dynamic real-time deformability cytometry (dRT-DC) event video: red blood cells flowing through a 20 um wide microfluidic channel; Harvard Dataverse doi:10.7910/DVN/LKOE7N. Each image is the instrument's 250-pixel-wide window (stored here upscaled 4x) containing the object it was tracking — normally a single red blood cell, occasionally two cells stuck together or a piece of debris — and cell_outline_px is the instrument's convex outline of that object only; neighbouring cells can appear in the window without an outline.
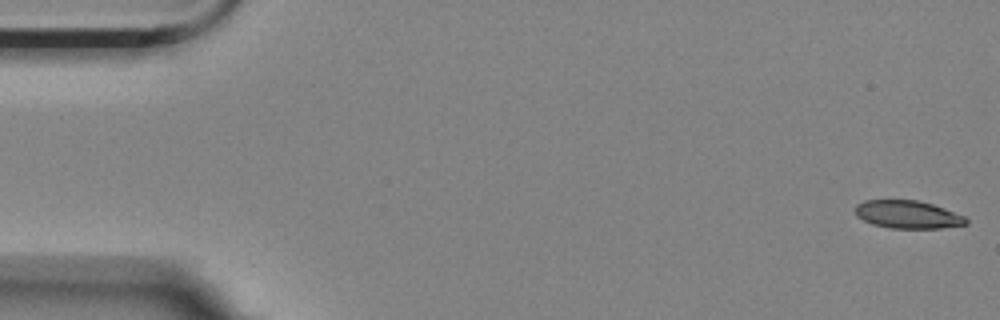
{"species": "Egyptian fruit bat (a non-hibernating species)", "species_latin": "Rousettus aegyptiacus", "temperature_condition": "room temperature", "stored_images_in_passage": 9, "camera_frame_rate_fps": 3000, "um_per_image_px": 0.085, "animal": {"sex": "female"}, "frame": {"image": 1, "passage_image": 1, "time_ms": 0.0, "image_size_px": [1000, 320], "cell_outline_px": [[968, 224], [940, 228], [892, 228], [872, 224], [856, 216], [856, 204], [864, 200], [916, 200], [932, 204], [944, 208], [964, 216], [968, 220]], "centroid_in_image_um": [77.15, 18.23], "position_along_channel_um": 7.8, "area_um2": 17.92}}